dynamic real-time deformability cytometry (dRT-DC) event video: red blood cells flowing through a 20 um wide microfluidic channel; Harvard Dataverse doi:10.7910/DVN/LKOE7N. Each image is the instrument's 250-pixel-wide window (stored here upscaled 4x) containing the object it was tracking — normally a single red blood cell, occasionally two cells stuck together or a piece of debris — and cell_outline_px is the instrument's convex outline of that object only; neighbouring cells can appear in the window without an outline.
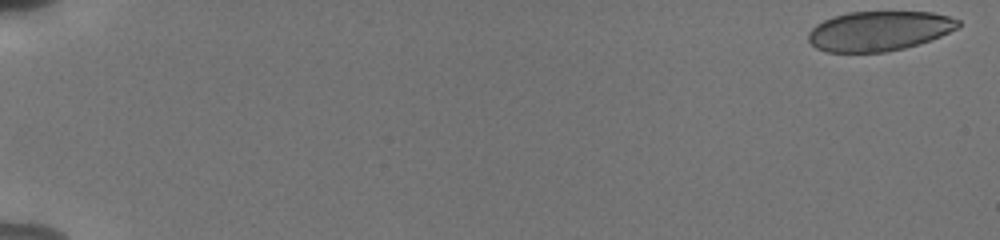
{"species": "human", "species_latin": "Homo sapiens", "temperature_condition": "cold", "stored_images_in_passage": 25, "camera_frame_rate_fps": 3000, "um_per_image_px": 0.085, "donor": {"sex": "male"}, "frame": {"image": 1, "passage_image": 1, "time_ms": 0.0, "image_size_px": [1000, 240], "cell_outline_px": [[960, 24], [956, 28], [940, 36], [904, 48], [884, 52], [828, 52], [816, 48], [808, 40], [808, 32], [816, 24], [832, 16], [848, 12], [932, 12], [948, 16], [960, 20]], "centroid_in_image_um": [74.68, 2.63], "position_along_channel_um": 10.3, "area_um2": 34.51}}
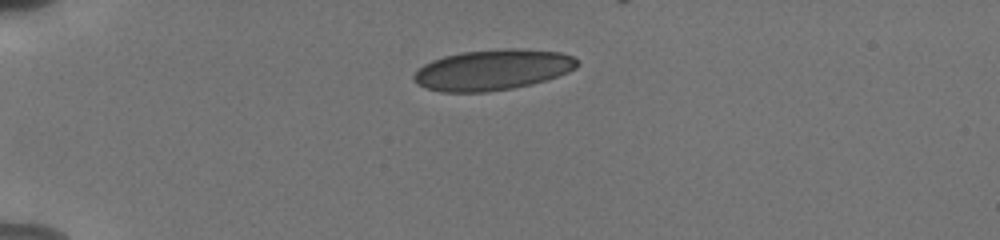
{"frame": {"image": 2, "passage_image": 14, "time_ms": 4.333, "image_size_px": [1000, 240], "cell_outline_px": [[580, 64], [576, 68], [568, 72], [532, 84], [512, 88], [488, 92], [440, 92], [424, 88], [412, 80], [412, 76], [424, 64], [432, 60], [444, 56], [460, 52], [504, 48], [516, 48], [560, 52], [572, 56], [580, 60]], "centroid_in_image_um": [41.87, 5.93], "position_along_channel_um": 43.1, "area_um2": 38.96}}
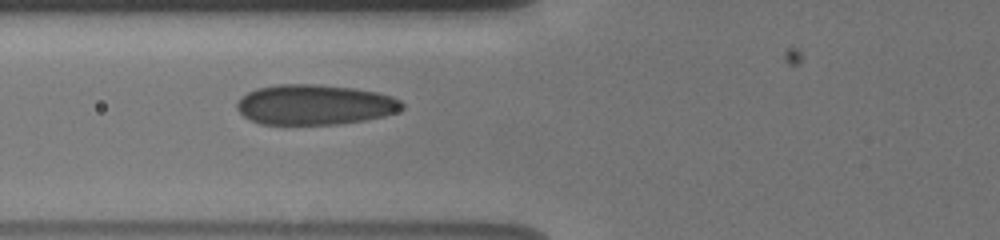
{"frame": {"image": 3, "passage_image": 21, "time_ms": 6.667, "image_size_px": [1000, 240], "cell_outline_px": [[404, 108], [396, 112], [384, 116], [364, 120], [336, 124], [260, 124], [244, 116], [236, 108], [236, 104], [248, 92], [256, 88], [276, 84], [316, 84], [352, 88], [376, 92], [392, 96], [400, 100], [404, 104]], "centroid_in_image_um": [26.76, 8.89], "position_along_channel_um": 99.0, "area_um2": 38.55}}